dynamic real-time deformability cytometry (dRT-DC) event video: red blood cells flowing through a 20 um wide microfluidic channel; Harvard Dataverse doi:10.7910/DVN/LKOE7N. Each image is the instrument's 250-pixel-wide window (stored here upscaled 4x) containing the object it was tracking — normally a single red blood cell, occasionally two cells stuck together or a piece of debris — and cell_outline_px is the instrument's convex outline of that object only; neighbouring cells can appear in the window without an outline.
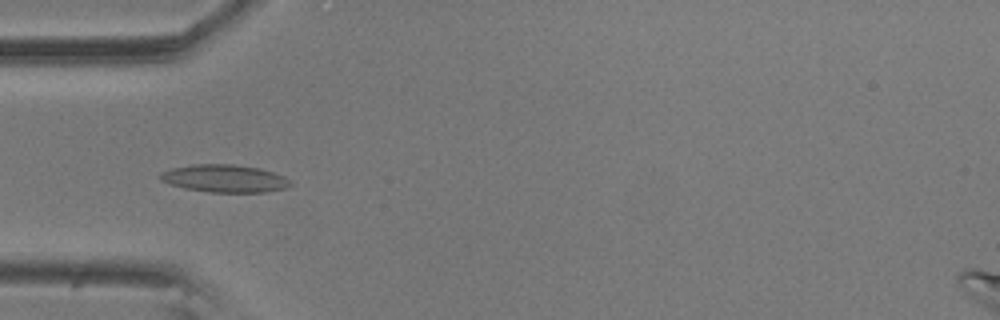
{"species": "common noctule bat (a hibernating species)", "species_latin": "Nyctalus noctula", "temperature_condition": "room temperature", "stored_images_in_passage": 57, "camera_frame_rate_fps": 3000, "um_per_image_px": 0.085, "animal": {"sex": "male", "body_mass_g": 20.5, "forearm_length_mm": 52.5}, "frame": {"image": 1, "passage_image": 18, "time_ms": 5.667, "image_size_px": [1000, 320], "cell_outline_px": [[292, 184], [288, 188], [264, 192], [212, 192], [184, 188], [160, 180], [156, 176], [160, 172], [172, 168], [192, 164], [232, 164], [260, 168], [284, 176]], "centroid_in_image_um": [19.07, 15.16], "position_along_channel_um": 65.9, "area_um2": 20.98}}
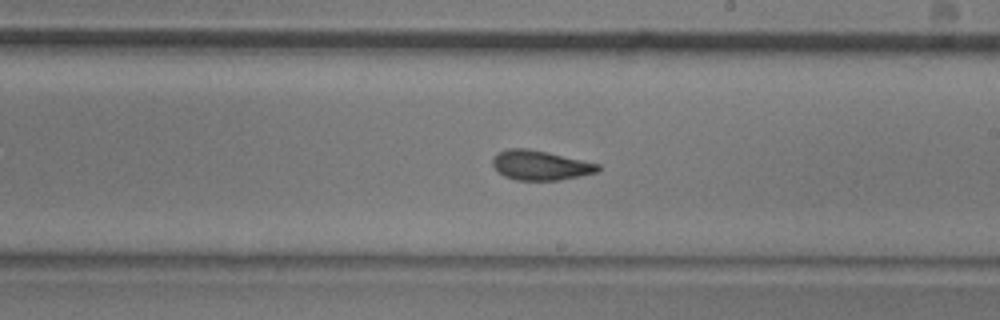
{"frame": {"image": 2, "passage_image": 33, "time_ms": 10.667, "image_size_px": [1000, 320], "cell_outline_px": [[600, 168], [596, 172], [580, 176], [560, 180], [516, 180], [504, 176], [492, 164], [492, 160], [500, 152], [508, 148], [528, 148], [548, 152], [600, 164]], "centroid_in_image_um": [45.95, 14.05], "position_along_channel_um": 243.1, "area_um2": 18.03}}
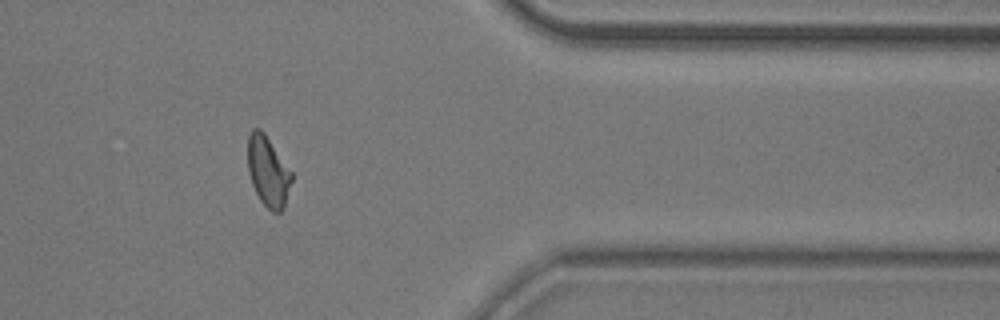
{"frame": {"image": 3, "passage_image": 47, "time_ms": 15.333, "image_size_px": [1000, 320], "cell_outline_px": [[292, 180], [284, 208], [280, 212], [272, 212], [260, 200], [252, 184], [248, 172], [248, 136], [252, 128], [260, 128], [264, 132], [292, 172]], "centroid_in_image_um": [22.78, 14.56], "position_along_channel_um": 388.6, "area_um2": 17.92}, "authors_computed_cell_mechanics": {"area_um2": 18.4382, "velocity_mm_per_s": 3.5295, "shape_relaxation_time_tau1_ms": 8.7905, "shape_relaxation_time_tau2_ms": 1.9129, "deformation_change_tau1": 0.183, "deformation_change_tau2": 0.0888}}